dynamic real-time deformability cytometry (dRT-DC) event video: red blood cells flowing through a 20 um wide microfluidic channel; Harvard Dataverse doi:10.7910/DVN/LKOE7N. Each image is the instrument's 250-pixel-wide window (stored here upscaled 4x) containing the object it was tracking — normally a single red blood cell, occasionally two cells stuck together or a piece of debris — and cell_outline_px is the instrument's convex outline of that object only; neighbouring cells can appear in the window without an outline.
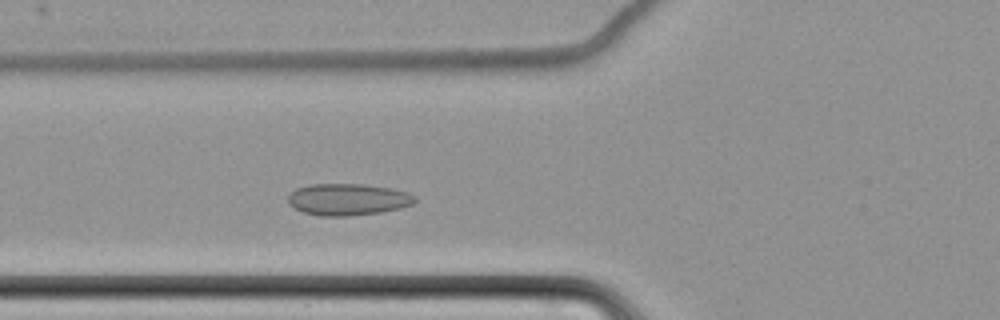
{"species": "common noctule bat (a hibernating species)", "species_latin": "Nyctalus noctula", "temperature_condition": "cold", "stored_images_in_passage": 5, "camera_frame_rate_fps": 3000, "um_per_image_px": 0.085, "animal": {"sex": "female", "body_mass_g": 22.7, "forearm_length_mm": 54.2}, "frame": {"image": 1, "passage_image": 5, "time_ms": 5.0, "image_size_px": [1000, 320], "cell_outline_px": [[416, 200], [412, 204], [400, 208], [380, 212], [348, 216], [320, 216], [304, 212], [288, 204], [288, 196], [296, 188], [308, 184], [364, 184], [392, 188], [408, 192], [416, 196]], "centroid_in_image_um": [29.58, 16.94], "position_along_channel_um": 96.2, "area_um2": 23.52}}